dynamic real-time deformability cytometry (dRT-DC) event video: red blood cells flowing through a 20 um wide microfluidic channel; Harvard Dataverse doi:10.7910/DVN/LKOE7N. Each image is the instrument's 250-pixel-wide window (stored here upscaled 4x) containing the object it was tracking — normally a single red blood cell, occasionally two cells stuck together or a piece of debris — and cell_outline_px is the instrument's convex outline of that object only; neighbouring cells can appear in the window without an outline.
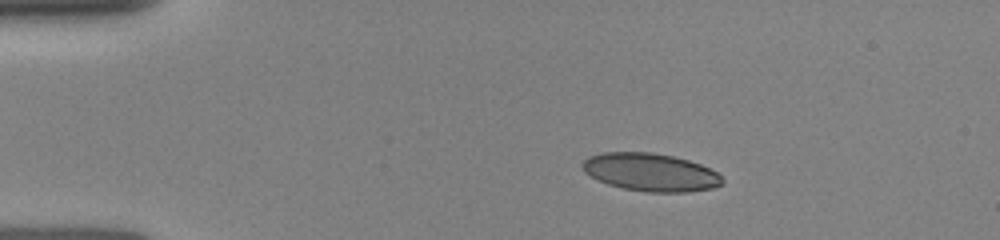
{"species": "human", "species_latin": "Homo sapiens", "temperature_condition": "room temperature", "stored_images_in_passage": 5, "camera_frame_rate_fps": 3000, "um_per_image_px": 0.085, "donor": {"sex": "female"}, "frame": {"image": 1, "passage_image": 2, "time_ms": 0.667, "image_size_px": [1000, 240], "cell_outline_px": [[724, 184], [712, 188], [688, 192], [648, 192], [624, 188], [608, 184], [584, 172], [580, 164], [588, 156], [604, 152], [652, 152], [672, 156], [688, 160], [700, 164], [716, 172], [724, 180]], "centroid_in_image_um": [55.29, 14.63], "position_along_channel_um": 29.7, "area_um2": 30.81}}